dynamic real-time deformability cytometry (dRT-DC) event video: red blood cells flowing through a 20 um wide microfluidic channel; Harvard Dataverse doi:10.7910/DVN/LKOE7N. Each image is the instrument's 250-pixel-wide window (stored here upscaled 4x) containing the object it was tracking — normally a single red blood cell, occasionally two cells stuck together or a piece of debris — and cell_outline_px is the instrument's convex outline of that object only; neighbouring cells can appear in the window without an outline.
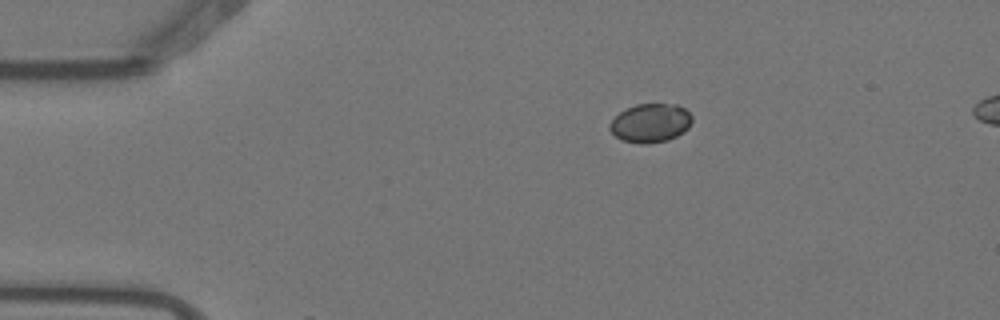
{"species": "Egyptian fruit bat (a non-hibernating species)", "species_latin": "Rousettus aegyptiacus", "temperature_condition": "warm", "stored_images_in_passage": 4, "camera_frame_rate_fps": 3000, "um_per_image_px": 0.085, "animal": {"sex": "female"}, "frame": {"image": 1, "passage_image": 1, "time_ms": 0.0, "image_size_px": [1000, 320], "cell_outline_px": [[692, 120], [688, 128], [684, 132], [668, 140], [640, 144], [624, 140], [616, 136], [608, 128], [608, 124], [620, 112], [636, 104], [676, 104], [684, 108], [692, 116]], "centroid_in_image_um": [55.3, 10.45], "position_along_channel_um": 29.7, "area_um2": 18.44}}
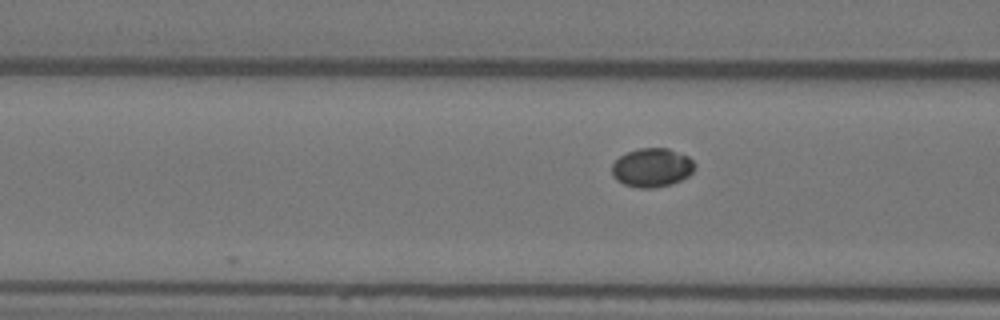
{"frame": {"image": 2, "passage_image": 4, "time_ms": 1.0, "image_size_px": [1000, 320], "cell_outline_px": [[696, 168], [688, 176], [672, 184], [652, 188], [640, 188], [624, 184], [616, 180], [612, 176], [612, 164], [620, 156], [628, 152], [640, 148], [668, 148], [688, 156], [696, 164]], "centroid_in_image_um": [55.43, 14.25], "position_along_channel_um": 111.2, "area_um2": 18.79}}